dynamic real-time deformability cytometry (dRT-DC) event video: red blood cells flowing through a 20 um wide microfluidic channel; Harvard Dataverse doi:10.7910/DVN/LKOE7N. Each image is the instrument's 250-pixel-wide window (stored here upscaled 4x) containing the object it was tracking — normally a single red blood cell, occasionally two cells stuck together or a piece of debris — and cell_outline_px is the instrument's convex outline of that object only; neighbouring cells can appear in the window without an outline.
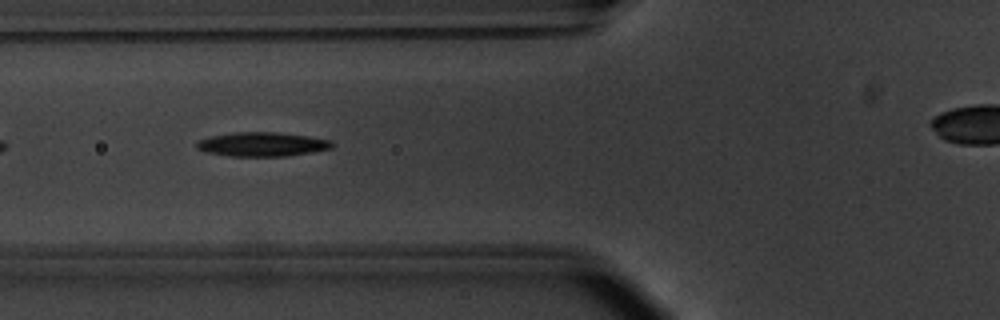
{"species": "common noctule bat (a hibernating species)", "species_latin": "Nyctalus noctula", "temperature_condition": "warm", "stored_images_in_passage": 10, "camera_frame_rate_fps": 3000, "um_per_image_px": 0.085, "animal": {"sex": "male", "body_mass_g": 20.1, "forearm_length_mm": 53.5}, "frame": {"image": 1, "passage_image": 5, "time_ms": 1.333, "image_size_px": [1000, 320], "cell_outline_px": [[332, 148], [312, 152], [284, 156], [228, 156], [204, 152], [196, 148], [196, 144], [200, 140], [212, 136], [232, 132], [276, 132], [308, 136], [328, 140], [332, 144]], "centroid_in_image_um": [22.23, 12.26], "position_along_channel_um": 103.6, "area_um2": 18.9}}